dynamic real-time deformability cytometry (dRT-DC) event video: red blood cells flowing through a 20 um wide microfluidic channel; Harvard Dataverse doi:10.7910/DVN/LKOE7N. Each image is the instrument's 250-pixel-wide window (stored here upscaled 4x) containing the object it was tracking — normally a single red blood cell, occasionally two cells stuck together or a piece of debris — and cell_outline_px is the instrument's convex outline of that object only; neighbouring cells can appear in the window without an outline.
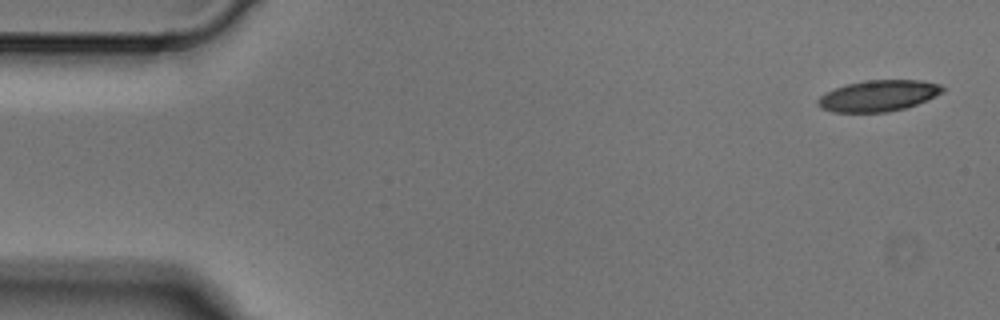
{"species": "Egyptian fruit bat (a non-hibernating species)", "species_latin": "Rousettus aegyptiacus", "temperature_condition": "cold", "stored_images_in_passage": 4, "camera_frame_rate_fps": 3000, "um_per_image_px": 0.085, "animal": {"sex": "male"}, "frame": {"image": 1, "passage_image": 1, "time_ms": 0.0, "image_size_px": [1000, 320], "cell_outline_px": [[944, 92], [928, 100], [904, 108], [888, 112], [832, 112], [820, 108], [816, 104], [816, 100], [820, 96], [836, 88], [848, 84], [864, 80], [920, 80], [940, 84], [944, 88]], "centroid_in_image_um": [74.67, 8.14], "position_along_channel_um": 10.3, "area_um2": 22.66}}